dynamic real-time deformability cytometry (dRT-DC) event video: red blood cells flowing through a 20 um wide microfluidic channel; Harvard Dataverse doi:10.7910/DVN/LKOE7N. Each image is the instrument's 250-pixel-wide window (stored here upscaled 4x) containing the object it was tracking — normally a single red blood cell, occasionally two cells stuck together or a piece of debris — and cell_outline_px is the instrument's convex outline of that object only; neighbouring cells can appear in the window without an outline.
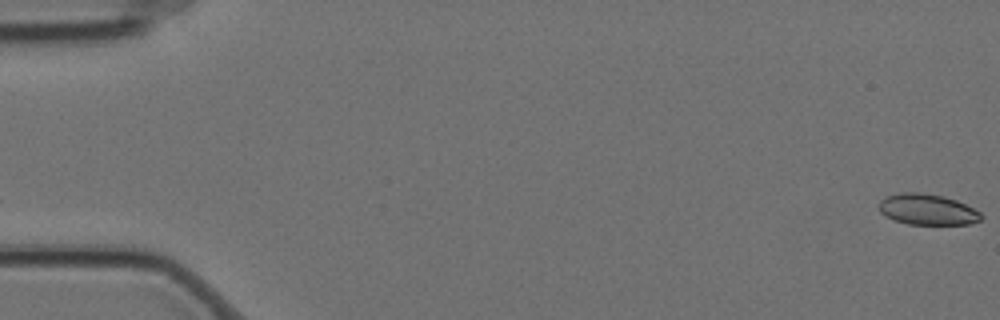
{"species": "Egyptian fruit bat (a non-hibernating species)", "species_latin": "Rousettus aegyptiacus", "temperature_condition": "cold", "stored_images_in_passage": 5, "camera_frame_rate_fps": 3000, "um_per_image_px": 0.085, "animal": {"sex": "female"}, "frame": {"image": 1, "passage_image": 1, "time_ms": 0.0, "image_size_px": [1000, 320], "cell_outline_px": [[984, 216], [980, 220], [968, 224], [908, 224], [892, 220], [884, 216], [880, 212], [880, 200], [888, 196], [900, 192], [920, 192], [944, 196], [956, 200], [980, 212]], "centroid_in_image_um": [78.81, 17.8], "position_along_channel_um": 6.2, "area_um2": 18.38}}
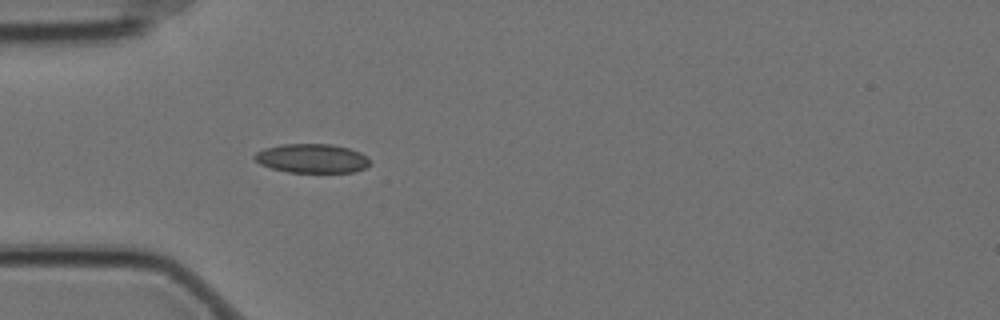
{"frame": {"image": 2, "passage_image": 5, "time_ms": 1.333, "image_size_px": [1000, 320], "cell_outline_px": [[372, 164], [364, 168], [352, 172], [288, 172], [272, 168], [260, 164], [252, 156], [256, 152], [264, 148], [280, 144], [332, 144], [348, 148], [360, 152], [368, 156], [372, 160]], "centroid_in_image_um": [26.54, 13.46], "position_along_channel_um": 58.5, "area_um2": 19.71}}